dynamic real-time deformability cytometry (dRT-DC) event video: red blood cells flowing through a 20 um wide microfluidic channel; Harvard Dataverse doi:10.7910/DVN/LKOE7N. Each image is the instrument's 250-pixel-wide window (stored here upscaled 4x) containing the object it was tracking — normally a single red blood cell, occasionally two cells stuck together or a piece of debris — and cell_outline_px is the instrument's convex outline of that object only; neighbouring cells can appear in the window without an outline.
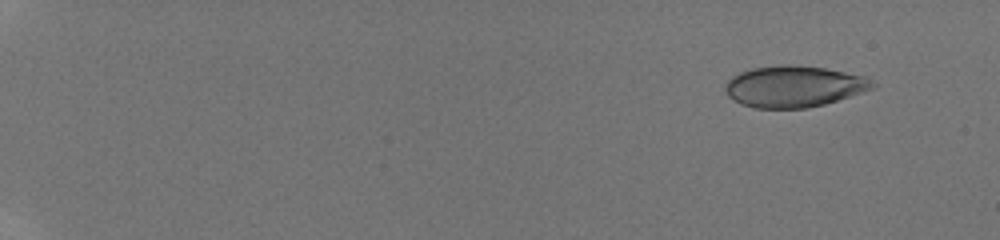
{"species": "human", "species_latin": "Homo sapiens", "temperature_condition": "room temperature", "stored_images_in_passage": 12, "camera_frame_rate_fps": 3000, "um_per_image_px": 0.085, "donor": {"sex": "male"}, "frame": {"image": 1, "passage_image": 2, "time_ms": 1.0, "image_size_px": [1000, 240], "cell_outline_px": [[876, 88], [824, 104], [808, 108], [756, 108], [740, 104], [732, 100], [728, 96], [724, 88], [724, 84], [732, 76], [740, 72], [752, 68], [784, 64], [788, 64], [824, 68], [864, 76], [872, 80], [876, 84]], "centroid_in_image_um": [67.46, 7.35], "position_along_channel_um": 17.5, "area_um2": 35.6}}
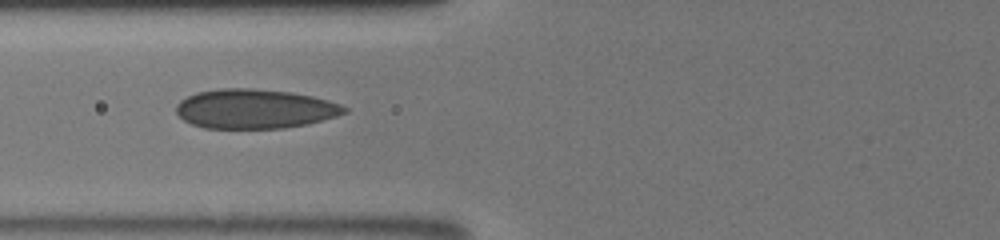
{"frame": {"image": 2, "passage_image": 8, "time_ms": 7.667, "image_size_px": [1000, 240], "cell_outline_px": [[348, 112], [336, 116], [304, 124], [284, 128], [204, 128], [192, 124], [184, 120], [176, 112], [176, 104], [180, 100], [196, 92], [220, 88], [252, 88], [292, 92], [312, 96], [328, 100], [340, 104], [348, 108]], "centroid_in_image_um": [21.64, 9.24], "position_along_channel_um": 104.2, "area_um2": 38.61}}
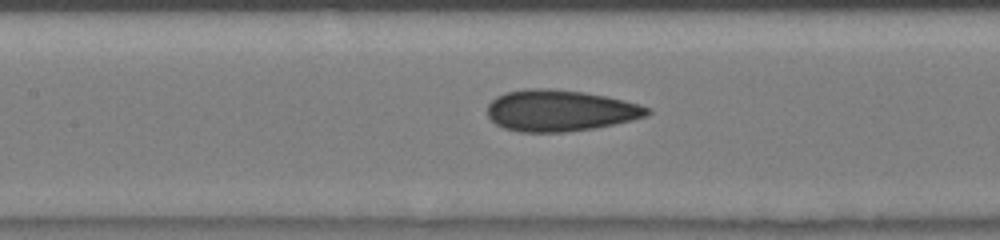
{"frame": {"image": 3, "passage_image": 11, "time_ms": 9.0, "image_size_px": [1000, 240], "cell_outline_px": [[652, 112], [648, 116], [632, 120], [596, 128], [564, 132], [520, 132], [504, 128], [496, 124], [488, 116], [488, 104], [496, 96], [508, 92], [524, 88], [548, 88], [584, 92], [624, 100], [640, 104], [652, 108]], "centroid_in_image_um": [47.63, 9.4], "position_along_channel_um": 159.8, "area_um2": 38.73}}